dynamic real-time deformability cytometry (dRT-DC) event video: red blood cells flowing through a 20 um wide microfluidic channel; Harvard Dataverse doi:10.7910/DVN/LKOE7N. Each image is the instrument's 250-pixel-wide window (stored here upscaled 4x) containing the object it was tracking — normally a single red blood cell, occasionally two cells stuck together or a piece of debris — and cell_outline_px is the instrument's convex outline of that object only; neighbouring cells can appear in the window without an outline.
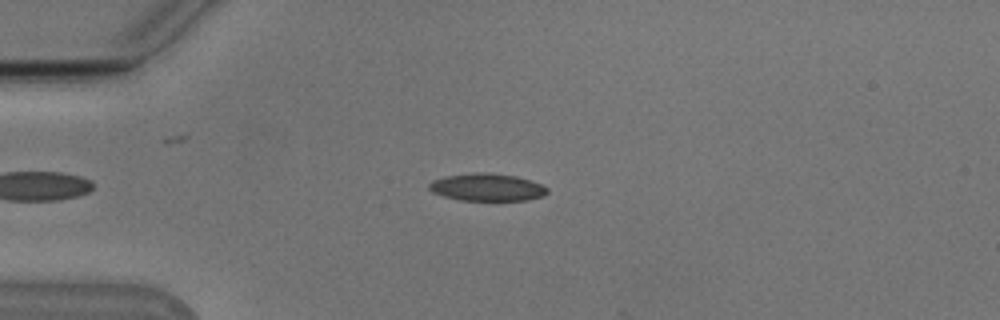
{"species": "Egyptian fruit bat (a non-hibernating species)", "species_latin": "Rousettus aegyptiacus", "temperature_condition": "cold", "stored_images_in_passage": 10, "camera_frame_rate_fps": 3000, "um_per_image_px": 0.085, "animal": {"sex": "male"}, "frame": {"image": 1, "passage_image": 4, "time_ms": 1.0, "image_size_px": [1000, 320], "cell_outline_px": [[548, 192], [544, 196], [528, 200], [460, 200], [444, 196], [432, 192], [428, 188], [428, 184], [432, 180], [448, 176], [516, 176], [540, 184], [548, 188]], "centroid_in_image_um": [41.43, 15.99], "position_along_channel_um": 43.6, "area_um2": 17.69}}